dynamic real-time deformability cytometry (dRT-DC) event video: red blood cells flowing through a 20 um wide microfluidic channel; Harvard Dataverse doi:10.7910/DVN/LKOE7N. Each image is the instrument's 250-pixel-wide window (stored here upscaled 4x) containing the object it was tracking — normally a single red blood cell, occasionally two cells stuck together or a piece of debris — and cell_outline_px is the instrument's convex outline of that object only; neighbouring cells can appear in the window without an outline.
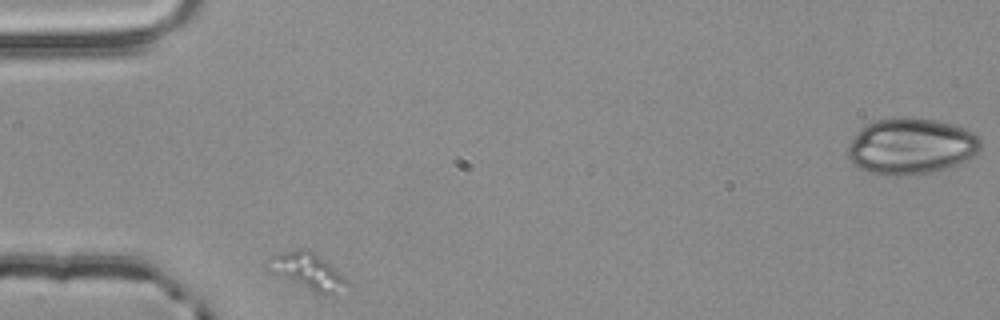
{"species": "common noctule bat (a hibernating species)", "species_latin": "Nyctalus noctula", "temperature_condition": "room temperature", "stored_images_in_passage": 2, "segment_of_instrument_passage": [1, 2], "camera_frame_rate_fps": 3000, "um_per_image_px": 0.085, "animal": {"sex": "male", "body_mass_g": 20.4}, "frame": {"image": 1, "passage_image": 1, "time_ms": 0.0, "image_size_px": [1000, 320], "cell_outline_px": [[352, 284], [332, 292], [316, 292], [268, 272], [264, 268], [264, 260], [272, 256], [284, 252], [300, 248], [308, 248], [324, 260]], "centroid_in_image_um": [26.01, 23.0], "position_along_channel_um": 59.0, "area_um2": 16.42}}